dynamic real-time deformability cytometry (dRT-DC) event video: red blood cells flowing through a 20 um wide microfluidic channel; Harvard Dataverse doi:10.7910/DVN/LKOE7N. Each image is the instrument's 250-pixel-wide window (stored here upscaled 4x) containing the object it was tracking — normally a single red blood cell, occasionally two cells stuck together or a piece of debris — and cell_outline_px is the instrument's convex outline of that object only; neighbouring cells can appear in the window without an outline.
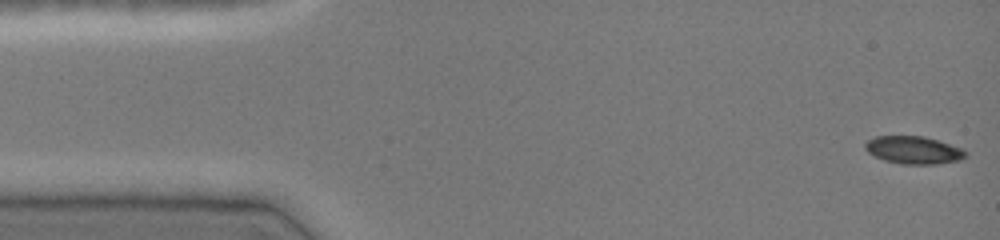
{"species": "common noctule bat (a hibernating species)", "species_latin": "Nyctalus noctula", "temperature_condition": "cold", "stored_images_in_passage": 47, "camera_frame_rate_fps": 3000, "um_per_image_px": 0.085, "animal": {"sex": "female", "body_mass_g": 19.0, "forearm_length_mm": 51.5}, "frame": {"image": 1, "passage_image": 1, "time_ms": 0.0, "image_size_px": [1000, 240], "cell_outline_px": [[968, 156], [964, 160], [936, 164], [900, 164], [884, 160], [868, 152], [864, 148], [864, 144], [868, 140], [876, 136], [924, 136], [940, 140], [964, 148], [968, 152]], "centroid_in_image_um": [77.74, 12.75], "position_along_channel_um": 7.3, "area_um2": 16.59}}
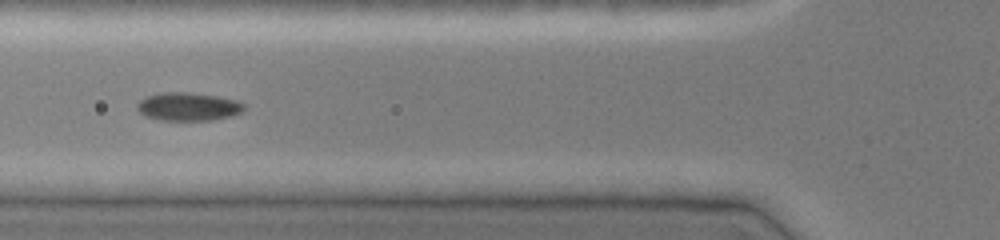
{"frame": {"image": 2, "passage_image": 17, "time_ms": 5.333, "image_size_px": [1000, 240], "cell_outline_px": [[244, 108], [240, 112], [228, 116], [212, 120], [160, 120], [144, 116], [136, 108], [136, 104], [140, 100], [148, 96], [160, 92], [188, 92], [216, 96], [236, 100], [244, 104]], "centroid_in_image_um": [15.94, 9.06], "position_along_channel_um": 109.9, "area_um2": 17.46}}
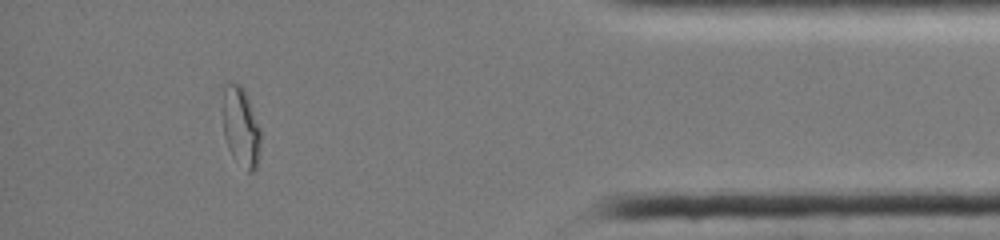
{"frame": {"image": 3, "passage_image": 42, "time_ms": 13.667, "image_size_px": [1000, 240], "cell_outline_px": [[260, 148], [256, 168], [252, 172], [248, 172], [232, 156], [228, 148], [224, 136], [220, 108], [224, 84], [228, 80], [240, 84], [244, 88], [248, 96], [260, 128]], "centroid_in_image_um": [20.42, 10.69], "position_along_channel_um": 414.8, "area_um2": 18.32}}